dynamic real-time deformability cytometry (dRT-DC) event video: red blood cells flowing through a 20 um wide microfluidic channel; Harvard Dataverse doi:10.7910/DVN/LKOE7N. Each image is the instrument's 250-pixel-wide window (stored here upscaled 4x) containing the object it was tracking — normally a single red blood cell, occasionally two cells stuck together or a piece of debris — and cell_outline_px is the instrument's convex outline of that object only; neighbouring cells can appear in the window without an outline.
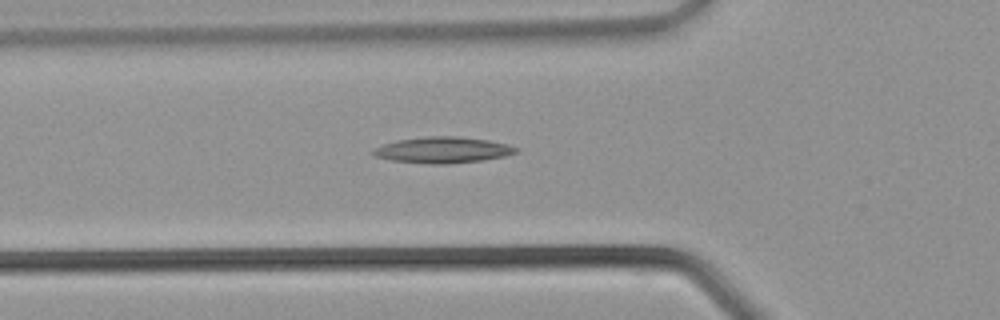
{"species": "common noctule bat (a hibernating species)", "species_latin": "Nyctalus noctula", "temperature_condition": "warm", "stored_images_in_passage": 24, "camera_frame_rate_fps": 3000, "um_per_image_px": 0.085, "animal": {"sex": "male", "body_mass_g": 21.5, "forearm_length_mm": 52.0}, "frame": {"image": 1, "passage_image": 5, "time_ms": 1.333, "image_size_px": [1000, 320], "cell_outline_px": [[520, 148], [516, 152], [504, 156], [480, 160], [448, 164], [428, 164], [392, 160], [376, 156], [372, 152], [376, 148], [384, 144], [396, 140], [428, 136], [456, 136], [488, 140], [508, 144]], "centroid_in_image_um": [37.66, 12.74], "position_along_channel_um": 88.1, "area_um2": 21.5}}
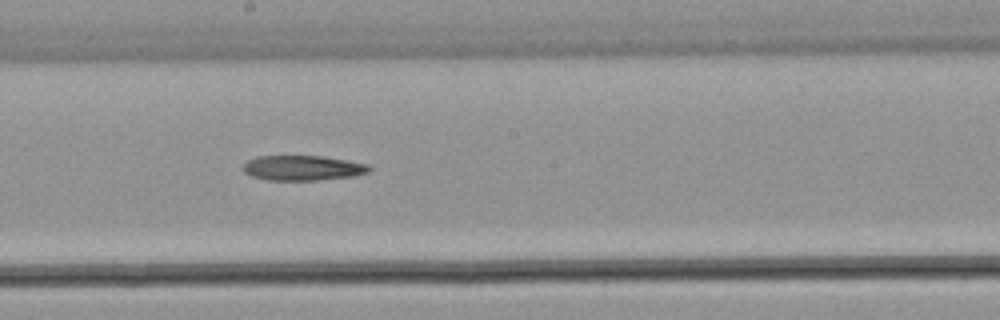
{"frame": {"image": 2, "passage_image": 12, "time_ms": 3.667, "image_size_px": [1000, 320], "cell_outline_px": [[372, 168], [368, 172], [352, 176], [316, 180], [268, 180], [252, 176], [244, 172], [244, 164], [248, 160], [256, 156], [324, 156], [368, 164]], "centroid_in_image_um": [25.73, 14.27], "position_along_channel_um": 222.5, "area_um2": 18.26}}
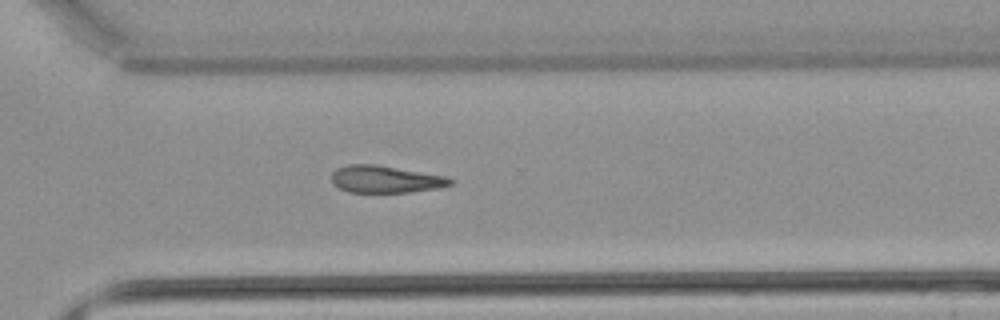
{"frame": {"image": 3, "passage_image": 18, "time_ms": 5.667, "image_size_px": [1000, 320], "cell_outline_px": [[456, 180], [452, 184], [440, 188], [408, 192], [348, 192], [332, 184], [332, 172], [336, 168], [348, 164], [376, 164], [444, 176]], "centroid_in_image_um": [32.75, 15.23], "position_along_channel_um": 337.8, "area_um2": 18.84}}